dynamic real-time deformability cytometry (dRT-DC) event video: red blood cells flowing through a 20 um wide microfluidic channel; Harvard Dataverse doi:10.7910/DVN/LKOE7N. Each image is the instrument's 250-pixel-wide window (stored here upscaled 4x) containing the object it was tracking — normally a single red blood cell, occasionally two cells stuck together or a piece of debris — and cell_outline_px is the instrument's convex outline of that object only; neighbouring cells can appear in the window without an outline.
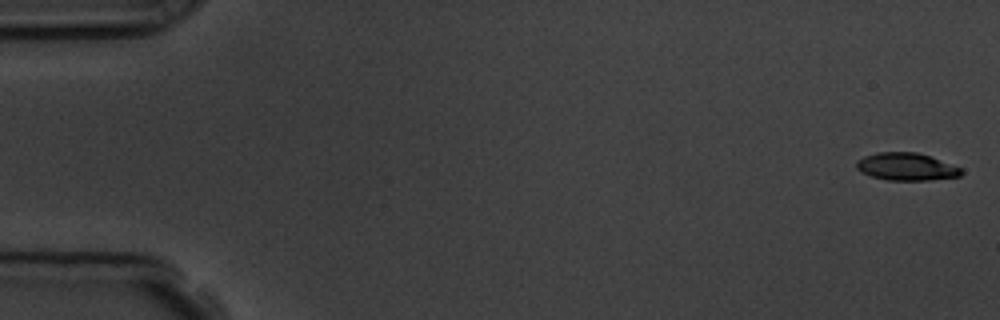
{"species": "common noctule bat (a hibernating species)", "species_latin": "Nyctalus noctula", "temperature_condition": "room temperature", "stored_images_in_passage": 7, "camera_frame_rate_fps": 3000, "um_per_image_px": 0.085, "animal": {"sex": "male", "body_mass_g": 19.5, "forearm_length_mm": 54.6}, "frame": {"image": 1, "passage_image": 1, "time_ms": 0.0, "image_size_px": [1000, 320], "cell_outline_px": [[964, 172], [960, 176], [928, 180], [888, 180], [872, 176], [860, 172], [856, 168], [856, 160], [864, 156], [876, 152], [916, 152], [964, 168]], "centroid_in_image_um": [77.04, 14.17], "position_along_channel_um": 8.0, "area_um2": 16.88}}
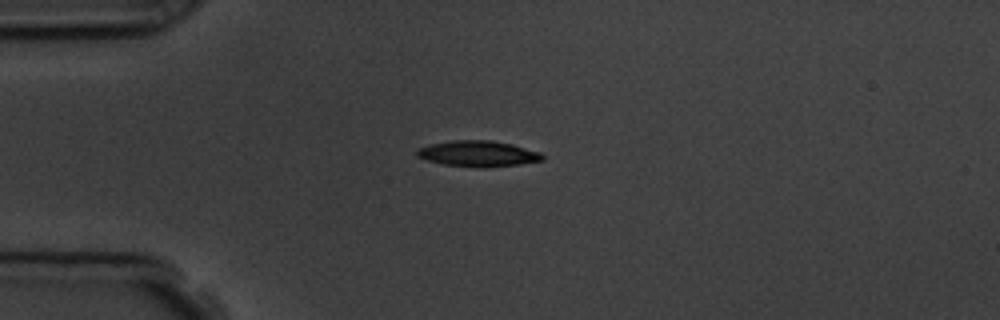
{"frame": {"image": 2, "passage_image": 5, "time_ms": 4.333, "image_size_px": [1000, 320], "cell_outline_px": [[544, 160], [520, 164], [444, 164], [428, 160], [416, 156], [416, 148], [428, 144], [452, 140], [492, 140], [512, 144], [540, 152], [544, 156]], "centroid_in_image_um": [40.6, 12.99], "position_along_channel_um": 44.4, "area_um2": 17.92}}